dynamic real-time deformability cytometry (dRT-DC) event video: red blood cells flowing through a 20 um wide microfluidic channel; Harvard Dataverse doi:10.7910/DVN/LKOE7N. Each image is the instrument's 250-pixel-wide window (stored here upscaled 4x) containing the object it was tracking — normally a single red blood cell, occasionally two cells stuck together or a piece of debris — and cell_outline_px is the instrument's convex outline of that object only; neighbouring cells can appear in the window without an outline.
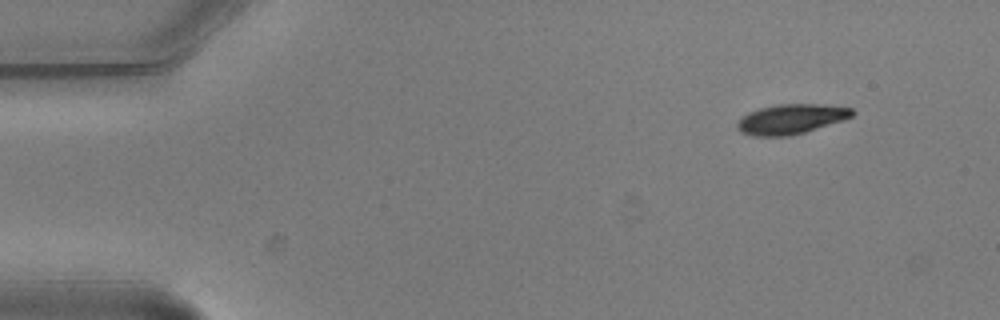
{"species": "common noctule bat (a hibernating species)", "species_latin": "Nyctalus noctula", "temperature_condition": "warm", "stored_images_in_passage": 4, "camera_frame_rate_fps": 3000, "um_per_image_px": 0.085, "animal": {"sex": "male", "body_mass_g": 20.5, "forearm_length_mm": 52.5}, "frame": {"image": 1, "passage_image": 1, "time_ms": 0.0, "image_size_px": [1000, 320], "cell_outline_px": [[856, 112], [852, 116], [844, 120], [804, 132], [788, 136], [752, 136], [740, 132], [736, 128], [736, 124], [748, 112], [760, 108], [780, 104], [824, 104], [852, 108]], "centroid_in_image_um": [67.25, 10.12], "position_along_channel_um": 17.8, "area_um2": 20.0}}
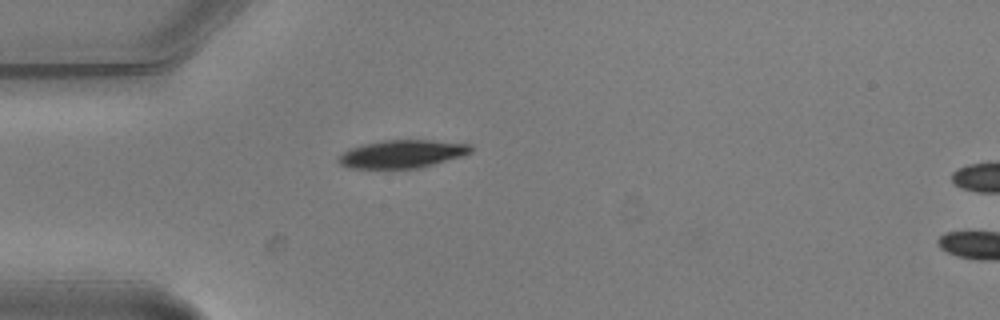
{"frame": {"image": 2, "passage_image": 3, "time_ms": 0.667, "image_size_px": [1000, 320], "cell_outline_px": [[472, 152], [464, 156], [420, 168], [348, 168], [340, 164], [336, 160], [336, 156], [348, 148], [380, 140], [432, 140], [468, 144], [472, 148]], "centroid_in_image_um": [34.14, 13.09], "position_along_channel_um": 50.9, "area_um2": 21.85}}